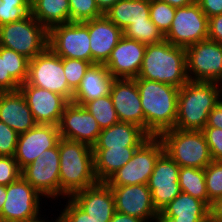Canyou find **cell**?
I'll list each match as a JSON object with an SVG mask.
<instances>
[{"label":"cell","instance_id":"cell-1","mask_svg":"<svg viewBox=\"0 0 222 222\" xmlns=\"http://www.w3.org/2000/svg\"><path fill=\"white\" fill-rule=\"evenodd\" d=\"M143 114L144 130L152 137L175 127L179 88L158 81L135 78Z\"/></svg>","mask_w":222,"mask_h":222},{"label":"cell","instance_id":"cell-2","mask_svg":"<svg viewBox=\"0 0 222 222\" xmlns=\"http://www.w3.org/2000/svg\"><path fill=\"white\" fill-rule=\"evenodd\" d=\"M58 151L60 196L62 195L64 199L69 198L74 193L98 183L91 146L61 138Z\"/></svg>","mask_w":222,"mask_h":222},{"label":"cell","instance_id":"cell-3","mask_svg":"<svg viewBox=\"0 0 222 222\" xmlns=\"http://www.w3.org/2000/svg\"><path fill=\"white\" fill-rule=\"evenodd\" d=\"M217 82L188 81L179 88L175 127L202 131L209 113L221 101Z\"/></svg>","mask_w":222,"mask_h":222},{"label":"cell","instance_id":"cell-4","mask_svg":"<svg viewBox=\"0 0 222 222\" xmlns=\"http://www.w3.org/2000/svg\"><path fill=\"white\" fill-rule=\"evenodd\" d=\"M137 78L167 83L180 88L189 81L186 49L167 40L146 46Z\"/></svg>","mask_w":222,"mask_h":222},{"label":"cell","instance_id":"cell-5","mask_svg":"<svg viewBox=\"0 0 222 222\" xmlns=\"http://www.w3.org/2000/svg\"><path fill=\"white\" fill-rule=\"evenodd\" d=\"M164 152L180 167L205 169L212 161L209 146L200 130L173 128L161 133Z\"/></svg>","mask_w":222,"mask_h":222},{"label":"cell","instance_id":"cell-6","mask_svg":"<svg viewBox=\"0 0 222 222\" xmlns=\"http://www.w3.org/2000/svg\"><path fill=\"white\" fill-rule=\"evenodd\" d=\"M0 46L33 59L48 47V30L31 14L0 26Z\"/></svg>","mask_w":222,"mask_h":222},{"label":"cell","instance_id":"cell-7","mask_svg":"<svg viewBox=\"0 0 222 222\" xmlns=\"http://www.w3.org/2000/svg\"><path fill=\"white\" fill-rule=\"evenodd\" d=\"M164 152L158 137H150L136 149L131 160L106 181L109 186L147 184L156 160Z\"/></svg>","mask_w":222,"mask_h":222},{"label":"cell","instance_id":"cell-8","mask_svg":"<svg viewBox=\"0 0 222 222\" xmlns=\"http://www.w3.org/2000/svg\"><path fill=\"white\" fill-rule=\"evenodd\" d=\"M29 85L47 89L72 102L74 92L69 88L63 69V58L49 47L29 61Z\"/></svg>","mask_w":222,"mask_h":222},{"label":"cell","instance_id":"cell-9","mask_svg":"<svg viewBox=\"0 0 222 222\" xmlns=\"http://www.w3.org/2000/svg\"><path fill=\"white\" fill-rule=\"evenodd\" d=\"M48 47L61 58L92 63L88 21L58 24L48 30Z\"/></svg>","mask_w":222,"mask_h":222},{"label":"cell","instance_id":"cell-10","mask_svg":"<svg viewBox=\"0 0 222 222\" xmlns=\"http://www.w3.org/2000/svg\"><path fill=\"white\" fill-rule=\"evenodd\" d=\"M209 18L198 3L176 8L170 30L164 39L171 44L187 48L208 39Z\"/></svg>","mask_w":222,"mask_h":222},{"label":"cell","instance_id":"cell-11","mask_svg":"<svg viewBox=\"0 0 222 222\" xmlns=\"http://www.w3.org/2000/svg\"><path fill=\"white\" fill-rule=\"evenodd\" d=\"M1 222H30L41 218L40 195L22 176L6 186Z\"/></svg>","mask_w":222,"mask_h":222},{"label":"cell","instance_id":"cell-12","mask_svg":"<svg viewBox=\"0 0 222 222\" xmlns=\"http://www.w3.org/2000/svg\"><path fill=\"white\" fill-rule=\"evenodd\" d=\"M186 64L190 81L218 83L222 78V44L206 39L187 47Z\"/></svg>","mask_w":222,"mask_h":222},{"label":"cell","instance_id":"cell-13","mask_svg":"<svg viewBox=\"0 0 222 222\" xmlns=\"http://www.w3.org/2000/svg\"><path fill=\"white\" fill-rule=\"evenodd\" d=\"M60 155L58 145L44 150L40 157L21 170V176L42 196H60Z\"/></svg>","mask_w":222,"mask_h":222},{"label":"cell","instance_id":"cell-14","mask_svg":"<svg viewBox=\"0 0 222 222\" xmlns=\"http://www.w3.org/2000/svg\"><path fill=\"white\" fill-rule=\"evenodd\" d=\"M180 166L163 152L156 160L147 186L151 191L153 204L158 212L181 193L178 182Z\"/></svg>","mask_w":222,"mask_h":222},{"label":"cell","instance_id":"cell-15","mask_svg":"<svg viewBox=\"0 0 222 222\" xmlns=\"http://www.w3.org/2000/svg\"><path fill=\"white\" fill-rule=\"evenodd\" d=\"M58 129L61 138L82 142L91 147L102 131L92 114L83 105L74 102L66 105Z\"/></svg>","mask_w":222,"mask_h":222},{"label":"cell","instance_id":"cell-16","mask_svg":"<svg viewBox=\"0 0 222 222\" xmlns=\"http://www.w3.org/2000/svg\"><path fill=\"white\" fill-rule=\"evenodd\" d=\"M35 121L38 124L58 126L62 113L69 101L62 95L47 89L29 85L27 82L19 86Z\"/></svg>","mask_w":222,"mask_h":222},{"label":"cell","instance_id":"cell-17","mask_svg":"<svg viewBox=\"0 0 222 222\" xmlns=\"http://www.w3.org/2000/svg\"><path fill=\"white\" fill-rule=\"evenodd\" d=\"M60 139L58 126L53 124H37L19 134L14 155L19 168L22 170L32 163L44 150L56 147Z\"/></svg>","mask_w":222,"mask_h":222},{"label":"cell","instance_id":"cell-18","mask_svg":"<svg viewBox=\"0 0 222 222\" xmlns=\"http://www.w3.org/2000/svg\"><path fill=\"white\" fill-rule=\"evenodd\" d=\"M115 201L116 212H121L149 222L158 215L151 191L147 184L110 186Z\"/></svg>","mask_w":222,"mask_h":222},{"label":"cell","instance_id":"cell-19","mask_svg":"<svg viewBox=\"0 0 222 222\" xmlns=\"http://www.w3.org/2000/svg\"><path fill=\"white\" fill-rule=\"evenodd\" d=\"M146 46L123 35L104 65L114 79H135L142 67Z\"/></svg>","mask_w":222,"mask_h":222},{"label":"cell","instance_id":"cell-20","mask_svg":"<svg viewBox=\"0 0 222 222\" xmlns=\"http://www.w3.org/2000/svg\"><path fill=\"white\" fill-rule=\"evenodd\" d=\"M110 96L119 122L133 123L144 129V114L134 79H114Z\"/></svg>","mask_w":222,"mask_h":222},{"label":"cell","instance_id":"cell-21","mask_svg":"<svg viewBox=\"0 0 222 222\" xmlns=\"http://www.w3.org/2000/svg\"><path fill=\"white\" fill-rule=\"evenodd\" d=\"M70 198L96 222H110L116 212L112 189L106 182H98Z\"/></svg>","mask_w":222,"mask_h":222},{"label":"cell","instance_id":"cell-22","mask_svg":"<svg viewBox=\"0 0 222 222\" xmlns=\"http://www.w3.org/2000/svg\"><path fill=\"white\" fill-rule=\"evenodd\" d=\"M93 64H105L112 50L123 36V31L105 15L88 21Z\"/></svg>","mask_w":222,"mask_h":222},{"label":"cell","instance_id":"cell-23","mask_svg":"<svg viewBox=\"0 0 222 222\" xmlns=\"http://www.w3.org/2000/svg\"><path fill=\"white\" fill-rule=\"evenodd\" d=\"M0 121L18 134L38 124L20 91L0 92Z\"/></svg>","mask_w":222,"mask_h":222},{"label":"cell","instance_id":"cell-24","mask_svg":"<svg viewBox=\"0 0 222 222\" xmlns=\"http://www.w3.org/2000/svg\"><path fill=\"white\" fill-rule=\"evenodd\" d=\"M151 136L140 126L129 122H118L102 129L92 149L140 147Z\"/></svg>","mask_w":222,"mask_h":222},{"label":"cell","instance_id":"cell-25","mask_svg":"<svg viewBox=\"0 0 222 222\" xmlns=\"http://www.w3.org/2000/svg\"><path fill=\"white\" fill-rule=\"evenodd\" d=\"M29 61L24 55L0 46V92L19 91L27 80Z\"/></svg>","mask_w":222,"mask_h":222},{"label":"cell","instance_id":"cell-26","mask_svg":"<svg viewBox=\"0 0 222 222\" xmlns=\"http://www.w3.org/2000/svg\"><path fill=\"white\" fill-rule=\"evenodd\" d=\"M113 80L104 64H92L74 92L72 102L84 106L89 101L110 94Z\"/></svg>","mask_w":222,"mask_h":222},{"label":"cell","instance_id":"cell-27","mask_svg":"<svg viewBox=\"0 0 222 222\" xmlns=\"http://www.w3.org/2000/svg\"><path fill=\"white\" fill-rule=\"evenodd\" d=\"M157 216H168L177 222H209V207L201 200L181 192Z\"/></svg>","mask_w":222,"mask_h":222},{"label":"cell","instance_id":"cell-28","mask_svg":"<svg viewBox=\"0 0 222 222\" xmlns=\"http://www.w3.org/2000/svg\"><path fill=\"white\" fill-rule=\"evenodd\" d=\"M104 15L123 31L131 23L150 20V0H119Z\"/></svg>","mask_w":222,"mask_h":222},{"label":"cell","instance_id":"cell-29","mask_svg":"<svg viewBox=\"0 0 222 222\" xmlns=\"http://www.w3.org/2000/svg\"><path fill=\"white\" fill-rule=\"evenodd\" d=\"M138 147L92 149L98 182H106L114 172L131 160Z\"/></svg>","mask_w":222,"mask_h":222},{"label":"cell","instance_id":"cell-30","mask_svg":"<svg viewBox=\"0 0 222 222\" xmlns=\"http://www.w3.org/2000/svg\"><path fill=\"white\" fill-rule=\"evenodd\" d=\"M47 30L70 22L68 0H31V13Z\"/></svg>","mask_w":222,"mask_h":222},{"label":"cell","instance_id":"cell-31","mask_svg":"<svg viewBox=\"0 0 222 222\" xmlns=\"http://www.w3.org/2000/svg\"><path fill=\"white\" fill-rule=\"evenodd\" d=\"M178 182L181 192L203 201L209 207L205 184V169L180 167Z\"/></svg>","mask_w":222,"mask_h":222},{"label":"cell","instance_id":"cell-32","mask_svg":"<svg viewBox=\"0 0 222 222\" xmlns=\"http://www.w3.org/2000/svg\"><path fill=\"white\" fill-rule=\"evenodd\" d=\"M84 107L95 118L101 130L119 122L110 94L89 101Z\"/></svg>","mask_w":222,"mask_h":222},{"label":"cell","instance_id":"cell-33","mask_svg":"<svg viewBox=\"0 0 222 222\" xmlns=\"http://www.w3.org/2000/svg\"><path fill=\"white\" fill-rule=\"evenodd\" d=\"M123 35L145 45L158 43L164 39V36L151 19L147 22L131 23L123 30Z\"/></svg>","mask_w":222,"mask_h":222},{"label":"cell","instance_id":"cell-34","mask_svg":"<svg viewBox=\"0 0 222 222\" xmlns=\"http://www.w3.org/2000/svg\"><path fill=\"white\" fill-rule=\"evenodd\" d=\"M31 13V0H0V26L18 22Z\"/></svg>","mask_w":222,"mask_h":222},{"label":"cell","instance_id":"cell-35","mask_svg":"<svg viewBox=\"0 0 222 222\" xmlns=\"http://www.w3.org/2000/svg\"><path fill=\"white\" fill-rule=\"evenodd\" d=\"M176 8L160 0H150V19L165 36L170 30Z\"/></svg>","mask_w":222,"mask_h":222},{"label":"cell","instance_id":"cell-36","mask_svg":"<svg viewBox=\"0 0 222 222\" xmlns=\"http://www.w3.org/2000/svg\"><path fill=\"white\" fill-rule=\"evenodd\" d=\"M70 6V22H86L99 18L104 14L95 0H68Z\"/></svg>","mask_w":222,"mask_h":222},{"label":"cell","instance_id":"cell-37","mask_svg":"<svg viewBox=\"0 0 222 222\" xmlns=\"http://www.w3.org/2000/svg\"><path fill=\"white\" fill-rule=\"evenodd\" d=\"M205 184L210 207L211 202L222 197V161H212L205 168Z\"/></svg>","mask_w":222,"mask_h":222},{"label":"cell","instance_id":"cell-38","mask_svg":"<svg viewBox=\"0 0 222 222\" xmlns=\"http://www.w3.org/2000/svg\"><path fill=\"white\" fill-rule=\"evenodd\" d=\"M93 63L80 59L63 58V69L69 88L75 92L88 68Z\"/></svg>","mask_w":222,"mask_h":222},{"label":"cell","instance_id":"cell-39","mask_svg":"<svg viewBox=\"0 0 222 222\" xmlns=\"http://www.w3.org/2000/svg\"><path fill=\"white\" fill-rule=\"evenodd\" d=\"M21 176V169L14 156L0 155V185H9Z\"/></svg>","mask_w":222,"mask_h":222},{"label":"cell","instance_id":"cell-40","mask_svg":"<svg viewBox=\"0 0 222 222\" xmlns=\"http://www.w3.org/2000/svg\"><path fill=\"white\" fill-rule=\"evenodd\" d=\"M19 134L0 121V155L14 156Z\"/></svg>","mask_w":222,"mask_h":222},{"label":"cell","instance_id":"cell-41","mask_svg":"<svg viewBox=\"0 0 222 222\" xmlns=\"http://www.w3.org/2000/svg\"><path fill=\"white\" fill-rule=\"evenodd\" d=\"M202 132L209 146L213 161H222V129L204 128Z\"/></svg>","mask_w":222,"mask_h":222},{"label":"cell","instance_id":"cell-42","mask_svg":"<svg viewBox=\"0 0 222 222\" xmlns=\"http://www.w3.org/2000/svg\"><path fill=\"white\" fill-rule=\"evenodd\" d=\"M66 208L61 211L59 217L62 222H96L83 211L70 197L67 199Z\"/></svg>","mask_w":222,"mask_h":222},{"label":"cell","instance_id":"cell-43","mask_svg":"<svg viewBox=\"0 0 222 222\" xmlns=\"http://www.w3.org/2000/svg\"><path fill=\"white\" fill-rule=\"evenodd\" d=\"M208 39L222 44V14L209 18Z\"/></svg>","mask_w":222,"mask_h":222},{"label":"cell","instance_id":"cell-44","mask_svg":"<svg viewBox=\"0 0 222 222\" xmlns=\"http://www.w3.org/2000/svg\"><path fill=\"white\" fill-rule=\"evenodd\" d=\"M197 3L208 18L222 14V0H198Z\"/></svg>","mask_w":222,"mask_h":222},{"label":"cell","instance_id":"cell-45","mask_svg":"<svg viewBox=\"0 0 222 222\" xmlns=\"http://www.w3.org/2000/svg\"><path fill=\"white\" fill-rule=\"evenodd\" d=\"M205 128L222 129V100L209 113Z\"/></svg>","mask_w":222,"mask_h":222},{"label":"cell","instance_id":"cell-46","mask_svg":"<svg viewBox=\"0 0 222 222\" xmlns=\"http://www.w3.org/2000/svg\"><path fill=\"white\" fill-rule=\"evenodd\" d=\"M209 222H222V197L211 202L209 207Z\"/></svg>","mask_w":222,"mask_h":222},{"label":"cell","instance_id":"cell-47","mask_svg":"<svg viewBox=\"0 0 222 222\" xmlns=\"http://www.w3.org/2000/svg\"><path fill=\"white\" fill-rule=\"evenodd\" d=\"M110 222H144L142 219L121 212H115Z\"/></svg>","mask_w":222,"mask_h":222},{"label":"cell","instance_id":"cell-48","mask_svg":"<svg viewBox=\"0 0 222 222\" xmlns=\"http://www.w3.org/2000/svg\"><path fill=\"white\" fill-rule=\"evenodd\" d=\"M160 1L167 3L172 7L179 8L197 3L198 0H160Z\"/></svg>","mask_w":222,"mask_h":222},{"label":"cell","instance_id":"cell-49","mask_svg":"<svg viewBox=\"0 0 222 222\" xmlns=\"http://www.w3.org/2000/svg\"><path fill=\"white\" fill-rule=\"evenodd\" d=\"M119 0H95L98 8L104 14L108 11L114 4H116Z\"/></svg>","mask_w":222,"mask_h":222},{"label":"cell","instance_id":"cell-50","mask_svg":"<svg viewBox=\"0 0 222 222\" xmlns=\"http://www.w3.org/2000/svg\"><path fill=\"white\" fill-rule=\"evenodd\" d=\"M6 186L5 185H0V222H1V211L4 205V202L6 200Z\"/></svg>","mask_w":222,"mask_h":222},{"label":"cell","instance_id":"cell-51","mask_svg":"<svg viewBox=\"0 0 222 222\" xmlns=\"http://www.w3.org/2000/svg\"><path fill=\"white\" fill-rule=\"evenodd\" d=\"M155 222H177L174 218L168 216H157Z\"/></svg>","mask_w":222,"mask_h":222},{"label":"cell","instance_id":"cell-52","mask_svg":"<svg viewBox=\"0 0 222 222\" xmlns=\"http://www.w3.org/2000/svg\"><path fill=\"white\" fill-rule=\"evenodd\" d=\"M30 222H50V221H46L45 219L44 220H42V218L40 219H36V220H34V221H30ZM54 222V221H53ZM55 222H62V220H61V218L60 217H57V219L55 220Z\"/></svg>","mask_w":222,"mask_h":222},{"label":"cell","instance_id":"cell-53","mask_svg":"<svg viewBox=\"0 0 222 222\" xmlns=\"http://www.w3.org/2000/svg\"><path fill=\"white\" fill-rule=\"evenodd\" d=\"M218 83H220V85L218 84V86L222 97V78L218 81Z\"/></svg>","mask_w":222,"mask_h":222}]
</instances>
